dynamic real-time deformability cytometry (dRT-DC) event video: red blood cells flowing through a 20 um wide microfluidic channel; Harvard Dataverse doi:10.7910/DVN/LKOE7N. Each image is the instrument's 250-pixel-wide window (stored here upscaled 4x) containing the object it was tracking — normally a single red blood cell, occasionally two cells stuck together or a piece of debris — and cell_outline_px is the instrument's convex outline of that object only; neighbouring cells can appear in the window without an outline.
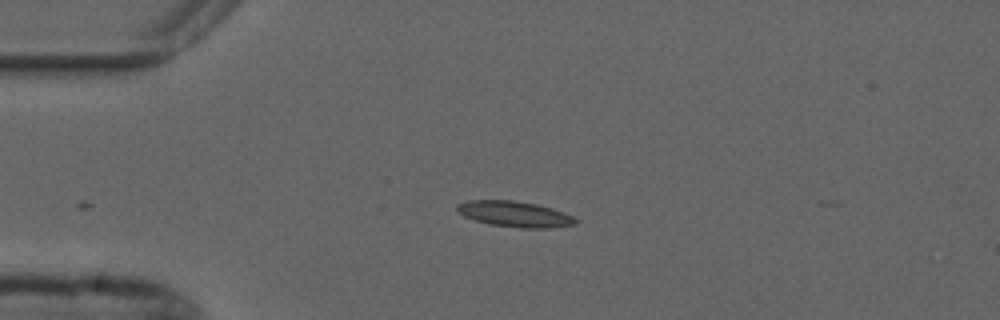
{"species": "common noctule bat (a hibernating species)", "species_latin": "Nyctalus noctula", "temperature_condition": "cold", "stored_images_in_passage": 43, "camera_frame_rate_fps": 3000, "um_per_image_px": 0.085, "animal": {"sex": "male", "forearm_length_mm": 52.5}, "frame": {"image": 1, "passage_image": 1, "time_ms": 0.0, "image_size_px": [1000, 320], "cell_outline_px": [[580, 220], [576, 224], [548, 228], [520, 228], [488, 224], [464, 216], [456, 208], [456, 204], [468, 200], [512, 200], [536, 204], [552, 208], [564, 212]], "centroid_in_image_um": [43.77, 18.19], "position_along_channel_um": 41.2, "area_um2": 17.8}}
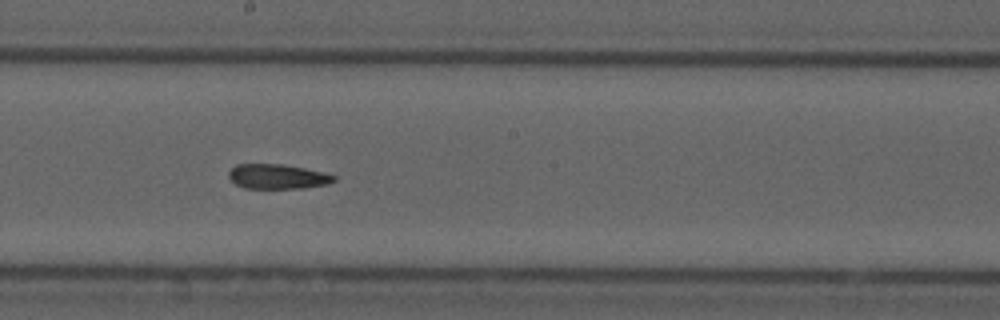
{"frame": {"image": 2, "passage_image": 18, "time_ms": 5.667, "image_size_px": [1000, 320], "cell_outline_px": [[336, 180], [328, 184], [304, 188], [244, 188], [236, 184], [228, 176], [228, 172], [236, 164], [284, 164], [324, 172], [336, 176]], "centroid_in_image_um": [23.6, 15.0], "position_along_channel_um": 224.6, "area_um2": 15.2}}
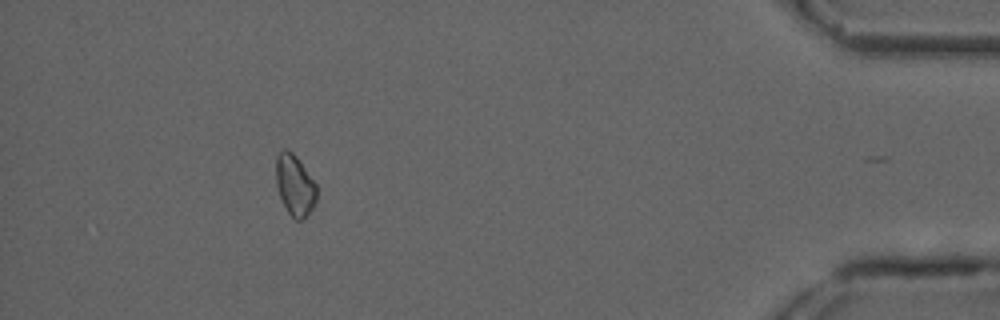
{"frame": {"image": 3, "passage_image": 38, "time_ms": 12.333, "image_size_px": [1000, 320], "cell_outline_px": [[316, 204], [304, 220], [296, 220], [288, 212], [280, 196], [276, 184], [276, 156], [284, 148], [288, 148], [296, 156], [316, 184]], "centroid_in_image_um": [25.06, 15.75], "position_along_channel_um": 410.1, "area_um2": 14.45}, "authors_computed_cell_mechanics": {"area_um2": 16.0106, "velocity_mm_per_s": 3.6819, "shape_relaxation_time_tau1_ms": null, "shape_relaxation_time_tau2_ms": 6.6683, "deformation_change_tau1": null, "deformation_change_tau2": 0.1388}}